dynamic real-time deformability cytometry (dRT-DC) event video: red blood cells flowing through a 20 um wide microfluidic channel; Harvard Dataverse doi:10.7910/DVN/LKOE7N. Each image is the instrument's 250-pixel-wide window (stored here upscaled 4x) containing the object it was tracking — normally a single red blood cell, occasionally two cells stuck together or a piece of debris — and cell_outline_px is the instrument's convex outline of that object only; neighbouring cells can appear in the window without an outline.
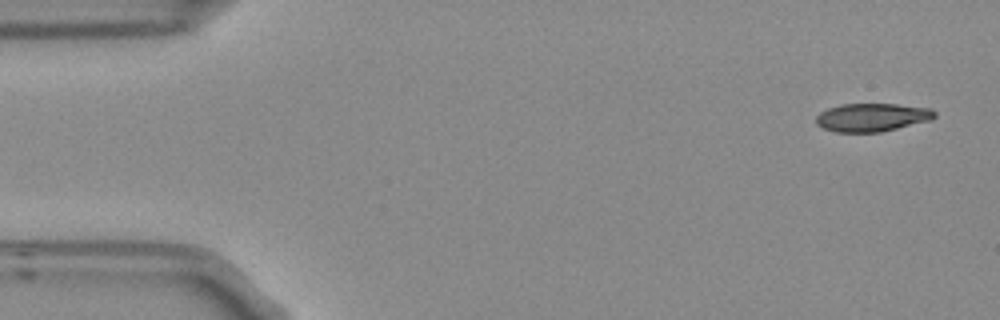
{"species": "Egyptian fruit bat (a non-hibernating species)", "species_latin": "Rousettus aegyptiacus", "temperature_condition": "room temperature", "stored_images_in_passage": 5, "camera_frame_rate_fps": 3000, "um_per_image_px": 0.085, "frame": {"image": 1, "passage_image": 1, "time_ms": 0.0, "image_size_px": [1000, 320], "cell_outline_px": [[936, 116], [932, 120], [880, 132], [836, 132], [824, 128], [816, 124], [816, 116], [820, 112], [828, 108], [844, 104], [896, 104], [932, 108], [936, 112]], "centroid_in_image_um": [74.15, 9.97], "position_along_channel_um": 10.8, "area_um2": 19.54}}
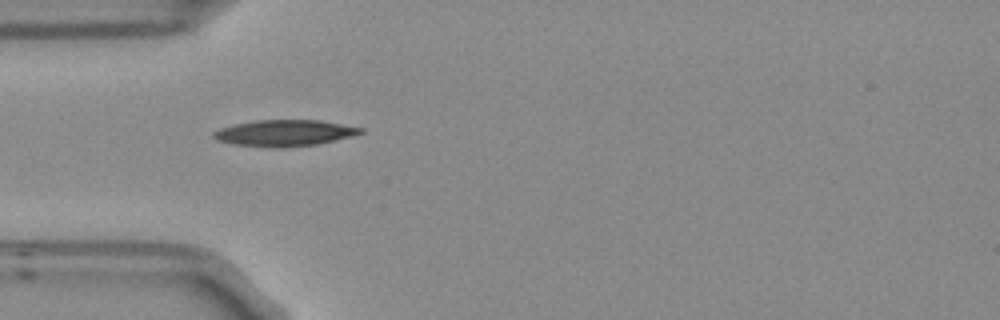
{"frame": {"image": 2, "passage_image": 4, "time_ms": 1.0, "image_size_px": [1000, 320], "cell_outline_px": [[364, 132], [352, 136], [316, 144], [284, 148], [268, 148], [232, 144], [220, 140], [212, 136], [212, 132], [220, 128], [236, 124], [256, 120], [320, 120], [364, 128]], "centroid_in_image_um": [24.18, 11.31], "position_along_channel_um": 60.8, "area_um2": 22.54}}